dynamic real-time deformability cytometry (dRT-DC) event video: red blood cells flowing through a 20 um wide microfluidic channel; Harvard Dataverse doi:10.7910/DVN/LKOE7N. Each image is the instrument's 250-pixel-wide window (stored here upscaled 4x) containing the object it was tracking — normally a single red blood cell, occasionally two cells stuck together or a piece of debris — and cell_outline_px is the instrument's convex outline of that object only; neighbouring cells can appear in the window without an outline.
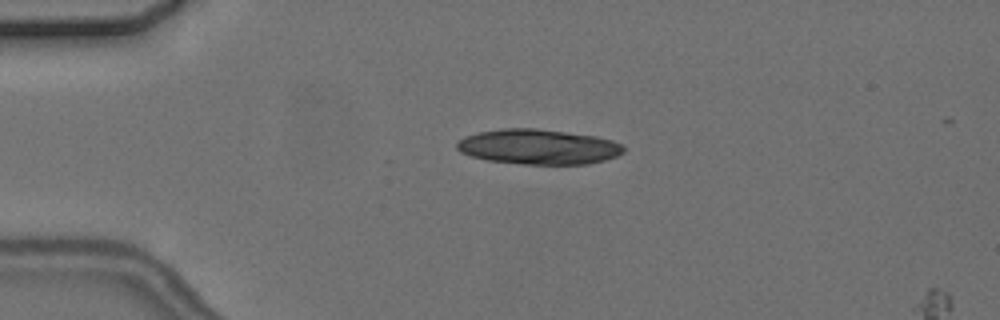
{"species": "common noctule bat (a hibernating species)", "species_latin": "Nyctalus noctula", "temperature_condition": "cold", "stored_images_in_passage": 5, "camera_frame_rate_fps": 3000, "um_per_image_px": 0.085, "animal": {"sex": "female", "body_mass_g": 24.6, "forearm_length_mm": 56.2}, "frame": {"image": 1, "passage_image": 4, "time_ms": 3.333, "image_size_px": [1000, 320], "cell_outline_px": [[624, 152], [616, 156], [604, 160], [588, 164], [524, 164], [488, 160], [472, 156], [460, 152], [456, 148], [456, 144], [464, 136], [476, 132], [504, 128], [536, 128], [596, 136], [612, 140], [624, 144]], "centroid_in_image_um": [45.77, 12.47], "position_along_channel_um": 39.2, "area_um2": 34.16}}